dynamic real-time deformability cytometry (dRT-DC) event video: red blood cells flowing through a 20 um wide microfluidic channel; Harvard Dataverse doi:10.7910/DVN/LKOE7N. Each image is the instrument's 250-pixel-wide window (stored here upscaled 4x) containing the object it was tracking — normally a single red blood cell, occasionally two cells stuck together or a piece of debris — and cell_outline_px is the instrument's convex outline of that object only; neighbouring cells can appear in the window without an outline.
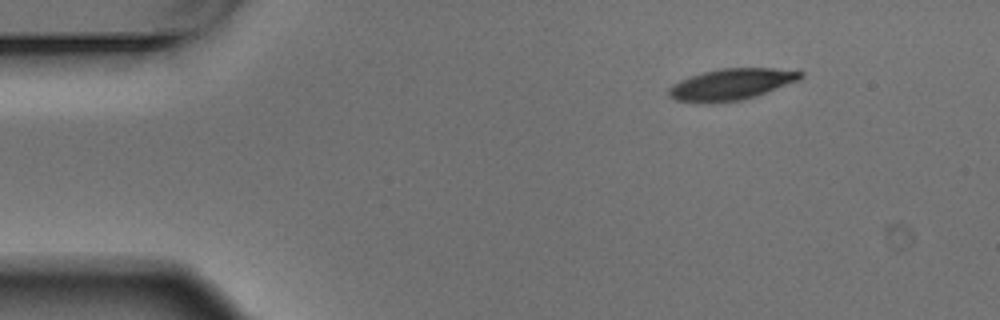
{"species": "Egyptian fruit bat (a non-hibernating species)", "species_latin": "Rousettus aegyptiacus", "temperature_condition": "warm", "stored_images_in_passage": 6, "segment_of_instrument_passage": [2, 2], "camera_frame_rate_fps": 3000, "um_per_image_px": 0.085, "animal": {"sex": "male"}, "frame": {"image": 1, "passage_image": 6, "time_ms": 1.667, "image_size_px": [1000, 320], "cell_outline_px": [[804, 76], [800, 80], [756, 96], [740, 100], [676, 100], [668, 96], [668, 88], [672, 84], [688, 76], [720, 68], [772, 68], [804, 72]], "centroid_in_image_um": [62.21, 7.12], "position_along_channel_um": 22.8, "area_um2": 23.35}}